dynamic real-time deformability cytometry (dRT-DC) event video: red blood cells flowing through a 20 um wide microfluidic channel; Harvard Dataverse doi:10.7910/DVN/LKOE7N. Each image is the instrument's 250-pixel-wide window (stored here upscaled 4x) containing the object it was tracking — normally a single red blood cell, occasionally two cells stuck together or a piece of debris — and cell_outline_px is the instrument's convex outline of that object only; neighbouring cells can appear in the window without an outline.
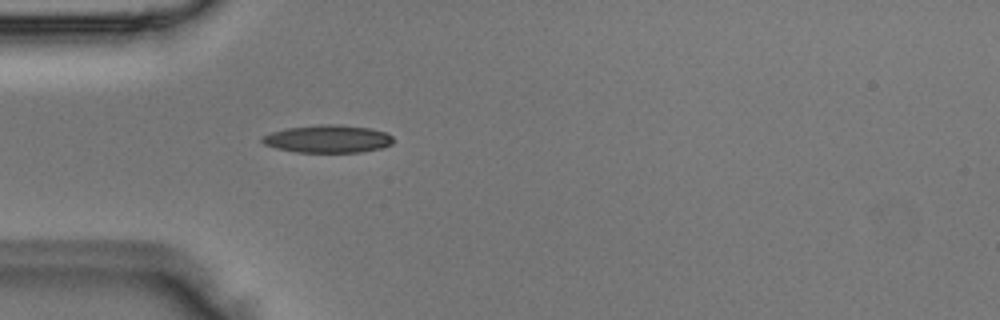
{"species": "Egyptian fruit bat (a non-hibernating species)", "species_latin": "Rousettus aegyptiacus", "temperature_condition": "room temperature", "stored_images_in_passage": 3, "camera_frame_rate_fps": 3000, "um_per_image_px": 0.085, "animal": {"sex": "male"}, "frame": {"image": 1, "passage_image": 3, "time_ms": 0.667, "image_size_px": [1000, 320], "cell_outline_px": [[392, 144], [380, 148], [360, 152], [296, 152], [276, 148], [264, 144], [260, 140], [260, 136], [272, 132], [288, 128], [320, 124], [336, 124], [368, 128], [384, 132], [392, 136]], "centroid_in_image_um": [27.82, 11.8], "position_along_channel_um": 57.2, "area_um2": 21.04}}